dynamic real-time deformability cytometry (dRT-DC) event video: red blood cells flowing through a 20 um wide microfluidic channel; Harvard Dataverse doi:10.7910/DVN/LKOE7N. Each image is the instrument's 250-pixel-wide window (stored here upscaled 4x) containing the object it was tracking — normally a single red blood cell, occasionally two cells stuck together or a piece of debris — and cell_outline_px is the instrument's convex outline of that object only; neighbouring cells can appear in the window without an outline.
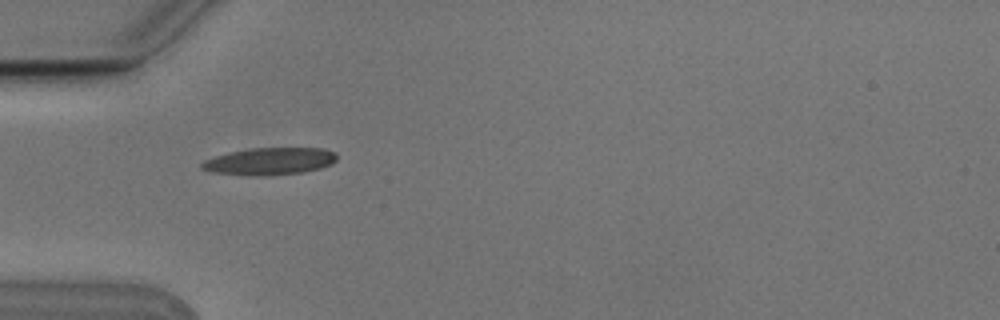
{"species": "Egyptian fruit bat (a non-hibernating species)", "species_latin": "Rousettus aegyptiacus", "temperature_condition": "cold", "stored_images_in_passage": 4, "camera_frame_rate_fps": 3000, "um_per_image_px": 0.085, "animal": {"sex": "male"}, "frame": {"image": 1, "passage_image": 1, "time_ms": 0.0, "image_size_px": [1000, 320], "cell_outline_px": [[336, 160], [332, 164], [320, 168], [304, 172], [212, 172], [200, 168], [200, 164], [204, 160], [212, 156], [228, 152], [248, 148], [324, 148], [336, 152]], "centroid_in_image_um": [22.97, 13.63], "position_along_channel_um": 62.0, "area_um2": 20.23}}
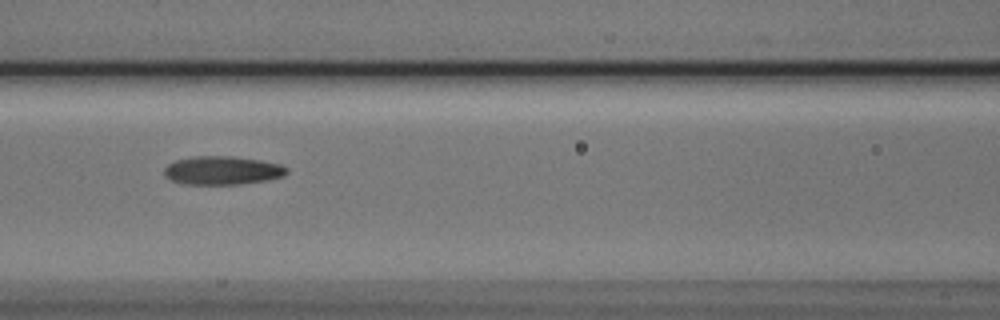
{"frame": {"image": 2, "passage_image": 3, "time_ms": 0.667, "image_size_px": [1000, 320], "cell_outline_px": [[288, 172], [284, 176], [264, 180], [236, 184], [184, 184], [172, 180], [164, 176], [164, 168], [168, 164], [176, 160], [192, 156], [232, 156], [260, 160], [280, 164], [288, 168]], "centroid_in_image_um": [18.88, 14.47], "position_along_channel_um": 147.7, "area_um2": 20.29}}
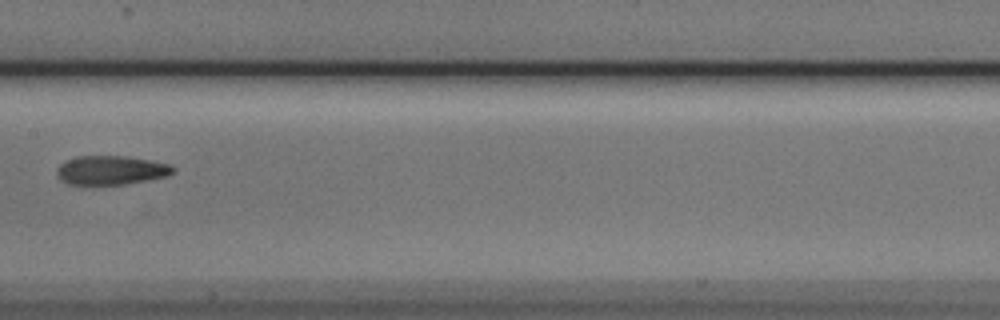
{"frame": {"image": 3, "passage_image": 4, "time_ms": 1.0, "image_size_px": [1000, 320], "cell_outline_px": [[176, 168], [168, 176], [148, 180], [124, 184], [68, 184], [60, 180], [56, 172], [56, 168], [64, 160], [76, 156], [128, 156], [172, 164]], "centroid_in_image_um": [9.43, 14.45], "position_along_channel_um": 198.0, "area_um2": 19.83}}